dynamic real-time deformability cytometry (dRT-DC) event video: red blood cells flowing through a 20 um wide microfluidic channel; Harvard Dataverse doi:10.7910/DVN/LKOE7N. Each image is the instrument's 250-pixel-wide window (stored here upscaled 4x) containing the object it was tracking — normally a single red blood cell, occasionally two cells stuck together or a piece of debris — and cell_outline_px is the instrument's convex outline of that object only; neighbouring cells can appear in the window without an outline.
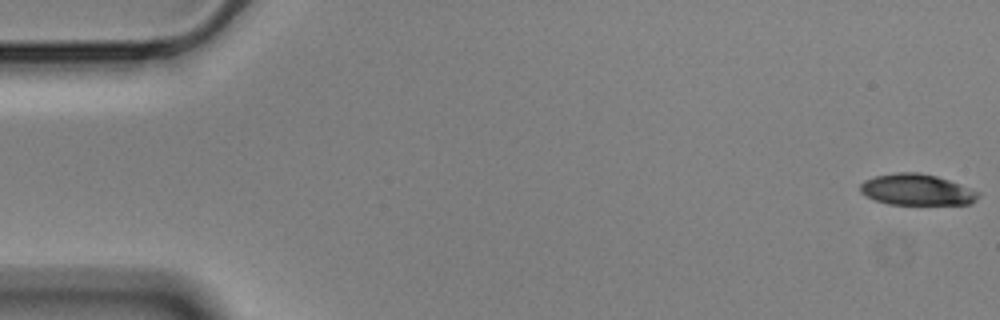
{"species": "Egyptian fruit bat (a non-hibernating species)", "species_latin": "Rousettus aegyptiacus", "temperature_condition": "cold", "stored_images_in_passage": 57, "camera_frame_rate_fps": 3000, "um_per_image_px": 0.085, "animal": {"sex": "male"}, "frame": {"image": 1, "passage_image": 1, "time_ms": 0.0, "image_size_px": [1000, 320], "cell_outline_px": [[980, 196], [972, 204], [888, 204], [876, 200], [860, 192], [860, 184], [864, 180], [876, 176], [896, 172], [916, 172], [936, 176], [948, 180], [980, 192]], "centroid_in_image_um": [77.93, 16.13], "position_along_channel_um": 7.1, "area_um2": 21.27}}
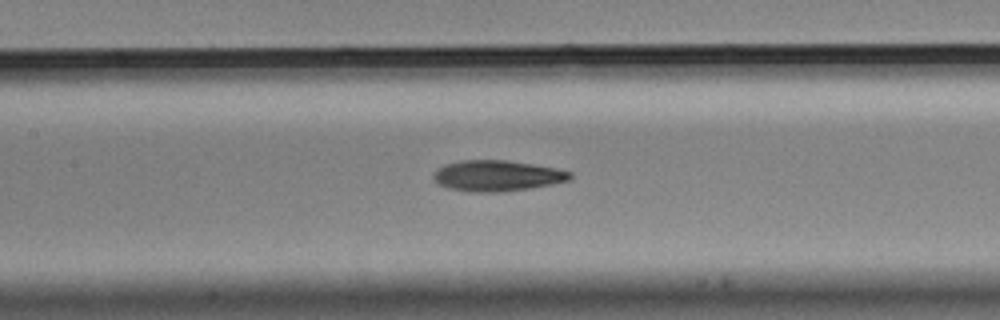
{"frame": {"image": 2, "passage_image": 26, "time_ms": 8.333, "image_size_px": [1000, 320], "cell_outline_px": [[572, 180], [532, 188], [500, 192], [468, 192], [448, 188], [440, 184], [432, 176], [436, 168], [444, 164], [460, 160], [508, 160], [556, 168], [572, 172]], "centroid_in_image_um": [42.26, 14.94], "position_along_channel_um": 165.1, "area_um2": 24.8}}
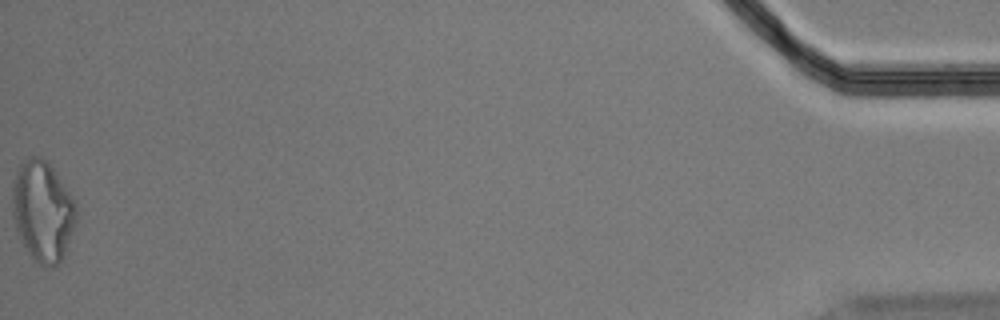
{"frame": {"image": 3, "passage_image": 57, "time_ms": 18.667, "image_size_px": [1000, 320], "cell_outline_px": [[76, 220], [64, 256], [52, 268], [48, 268], [40, 264], [28, 256], [20, 240], [12, 216], [12, 184], [16, 172], [20, 164], [24, 160], [32, 156], [40, 156], [52, 168], [76, 204]], "centroid_in_image_um": [3.59, 17.99], "position_along_channel_um": 431.6, "area_um2": 37.4}, "authors_computed_cell_mechanics": {"area_um2": 24.5072, "velocity_mm_per_s": 3.5401, "shape_relaxation_time_tau1_ms": 7.9367, "shape_relaxation_time_tau2_ms": 2.4324, "deformation_change_tau1": 0.1822, "deformation_change_tau2": 0.1049}}